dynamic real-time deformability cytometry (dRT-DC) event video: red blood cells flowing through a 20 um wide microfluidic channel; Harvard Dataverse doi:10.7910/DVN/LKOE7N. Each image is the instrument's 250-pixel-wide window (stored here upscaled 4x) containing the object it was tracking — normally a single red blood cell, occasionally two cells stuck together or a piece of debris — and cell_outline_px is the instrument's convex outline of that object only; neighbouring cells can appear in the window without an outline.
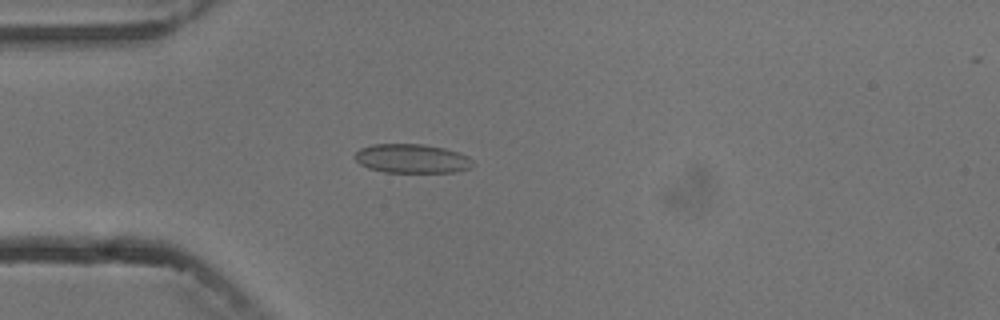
{"species": "common noctule bat (a hibernating species)", "species_latin": "Nyctalus noctula", "temperature_condition": "cold", "stored_images_in_passage": 5, "camera_frame_rate_fps": 3000, "um_per_image_px": 0.085, "animal": {"sex": "male", "body_mass_g": 13.3}, "frame": {"image": 1, "passage_image": 3, "time_ms": 3.333, "image_size_px": [1000, 320], "cell_outline_px": [[472, 160], [468, 168], [456, 172], [384, 172], [368, 168], [360, 164], [352, 156], [360, 148], [372, 144], [424, 144], [444, 148], [468, 156]], "centroid_in_image_um": [34.94, 13.47], "position_along_channel_um": 50.1, "area_um2": 19.88}}
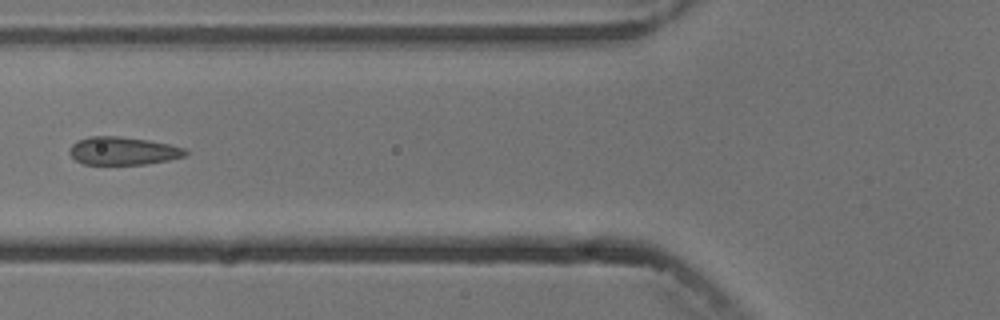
{"frame": {"image": 2, "passage_image": 5, "time_ms": 5.333, "image_size_px": [1000, 320], "cell_outline_px": [[188, 152], [184, 156], [168, 160], [144, 164], [84, 164], [76, 160], [68, 152], [72, 144], [76, 140], [88, 136], [120, 136], [148, 140], [168, 144], [184, 148]], "centroid_in_image_um": [10.42, 12.81], "position_along_channel_um": 115.4, "area_um2": 18.84}}